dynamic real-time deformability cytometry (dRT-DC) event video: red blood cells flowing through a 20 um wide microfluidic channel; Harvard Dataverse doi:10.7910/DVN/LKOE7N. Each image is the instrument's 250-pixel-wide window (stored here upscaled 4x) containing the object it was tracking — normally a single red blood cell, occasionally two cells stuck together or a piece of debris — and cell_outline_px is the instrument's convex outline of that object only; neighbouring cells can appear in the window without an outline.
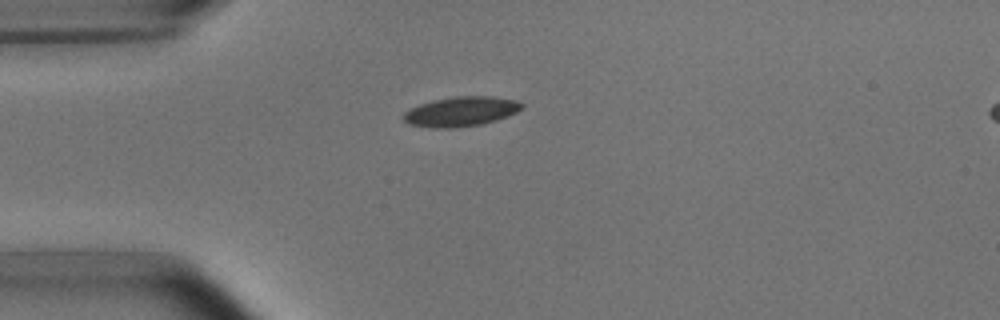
{"species": "common noctule bat (a hibernating species)", "species_latin": "Nyctalus noctula", "temperature_condition": "room temperature", "stored_images_in_passage": 1, "camera_frame_rate_fps": 3000, "um_per_image_px": 0.085, "animal": {"sex": "male", "body_mass_g": 15.6}, "frame": {"image": 1, "passage_image": 1, "time_ms": 0.0, "image_size_px": [1000, 320], "cell_outline_px": [[524, 108], [508, 116], [496, 120], [480, 124], [452, 128], [432, 128], [408, 124], [404, 120], [404, 112], [408, 108], [432, 100], [452, 96], [492, 96], [516, 100], [524, 104]], "centroid_in_image_um": [39.18, 9.47], "position_along_channel_um": 45.8, "area_um2": 20.63}}